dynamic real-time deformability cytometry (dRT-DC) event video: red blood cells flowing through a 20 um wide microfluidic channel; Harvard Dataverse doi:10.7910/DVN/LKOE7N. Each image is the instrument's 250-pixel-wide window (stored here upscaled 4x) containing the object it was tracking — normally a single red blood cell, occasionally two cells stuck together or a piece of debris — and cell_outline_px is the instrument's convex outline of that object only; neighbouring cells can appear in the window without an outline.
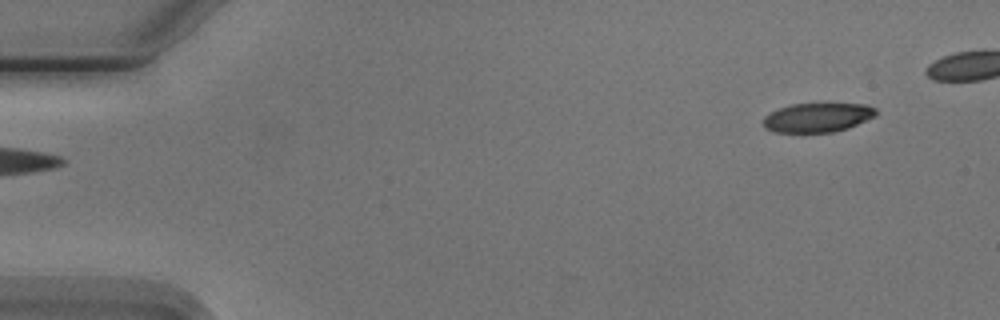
{"species": "Egyptian fruit bat (a non-hibernating species)", "species_latin": "Rousettus aegyptiacus", "temperature_condition": "cold", "stored_images_in_passage": 5, "camera_frame_rate_fps": 3000, "um_per_image_px": 0.085, "animal": {"sex": "male"}, "frame": {"image": 1, "passage_image": 5, "time_ms": 5.333, "image_size_px": [1000, 320], "cell_outline_px": [[880, 112], [876, 116], [848, 128], [832, 132], [772, 132], [764, 128], [764, 116], [780, 108], [792, 104], [868, 104], [876, 108]], "centroid_in_image_um": [69.53, 9.99], "position_along_channel_um": 15.5, "area_um2": 19.19}}